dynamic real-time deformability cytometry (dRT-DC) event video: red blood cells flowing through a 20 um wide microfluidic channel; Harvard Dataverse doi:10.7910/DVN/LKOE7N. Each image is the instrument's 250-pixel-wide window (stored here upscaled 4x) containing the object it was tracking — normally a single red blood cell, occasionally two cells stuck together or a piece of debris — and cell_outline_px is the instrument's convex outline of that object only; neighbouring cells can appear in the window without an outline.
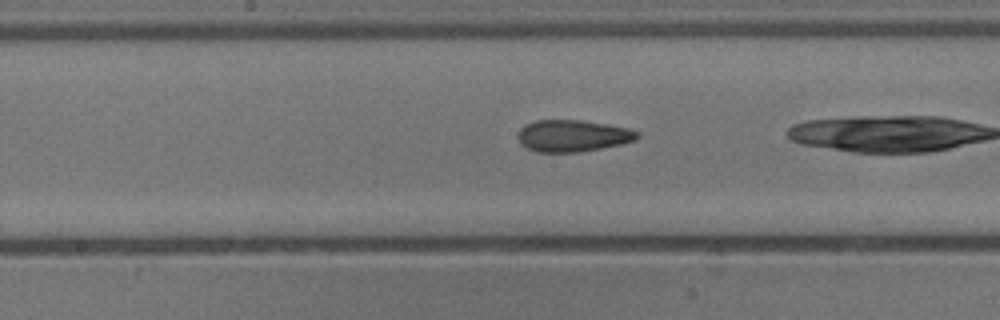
{"species": "common noctule bat (a hibernating species)", "species_latin": "Nyctalus noctula", "temperature_condition": "cold", "stored_images_in_passage": 27, "camera_frame_rate_fps": 3000, "um_per_image_px": 0.085, "animal": {"sex": "male", "body_mass_g": 13.3}, "frame": {"image": 1, "passage_image": 23, "time_ms": 7.333, "image_size_px": [1000, 320], "cell_outline_px": [[640, 136], [636, 140], [620, 144], [600, 148], [576, 152], [536, 152], [520, 144], [520, 128], [524, 124], [536, 120], [580, 120], [608, 124], [628, 128], [640, 132]], "centroid_in_image_um": [48.7, 11.53], "position_along_channel_um": 199.5, "area_um2": 22.02}}